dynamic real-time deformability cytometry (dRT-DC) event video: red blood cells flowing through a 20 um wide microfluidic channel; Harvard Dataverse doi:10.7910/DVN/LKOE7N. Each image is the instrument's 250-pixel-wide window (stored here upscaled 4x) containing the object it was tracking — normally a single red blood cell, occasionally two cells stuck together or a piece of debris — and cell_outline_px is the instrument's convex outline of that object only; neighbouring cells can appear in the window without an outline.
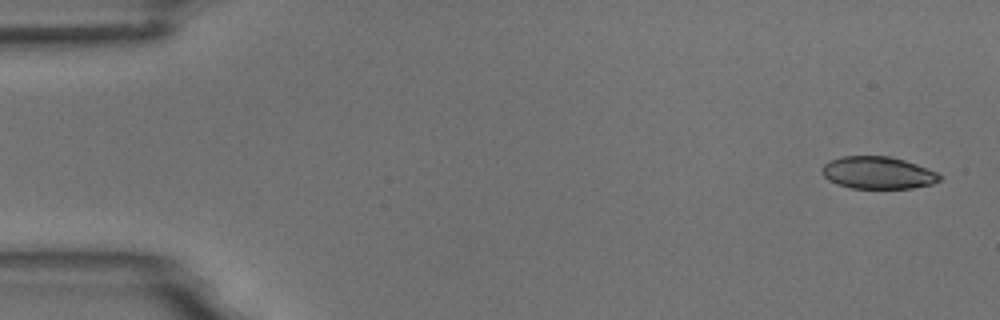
{"species": "common noctule bat (a hibernating species)", "species_latin": "Nyctalus noctula", "temperature_condition": "room temperature", "stored_images_in_passage": 5, "camera_frame_rate_fps": 3000, "um_per_image_px": 0.085, "animal": {"sex": "male", "body_mass_g": 18.8}, "frame": {"image": 1, "passage_image": 1, "time_ms": 0.0, "image_size_px": [1000, 320], "cell_outline_px": [[944, 176], [940, 180], [932, 184], [912, 188], [852, 188], [836, 184], [828, 180], [820, 172], [820, 168], [828, 160], [844, 156], [892, 156], [916, 164], [936, 172]], "centroid_in_image_um": [74.59, 14.68], "position_along_channel_um": 10.4, "area_um2": 22.31}}
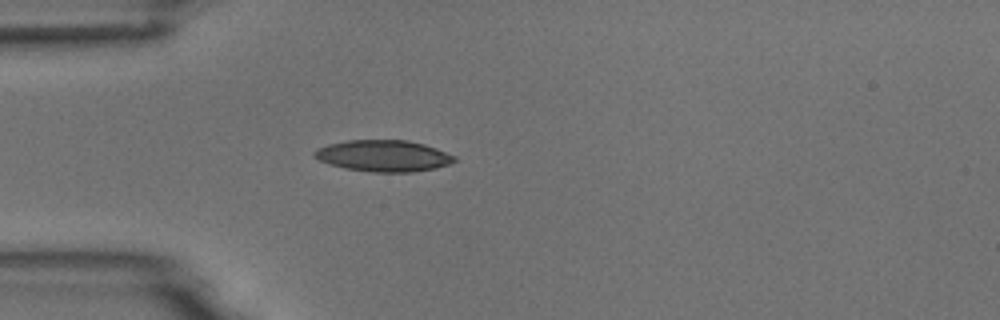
{"frame": {"image": 2, "passage_image": 5, "time_ms": 4.333, "image_size_px": [1000, 320], "cell_outline_px": [[456, 160], [448, 164], [436, 168], [412, 172], [372, 172], [344, 168], [328, 164], [312, 156], [312, 152], [316, 148], [328, 144], [348, 140], [408, 140], [424, 144], [436, 148], [456, 156]], "centroid_in_image_um": [32.56, 13.24], "position_along_channel_um": 52.4, "area_um2": 25.78}}